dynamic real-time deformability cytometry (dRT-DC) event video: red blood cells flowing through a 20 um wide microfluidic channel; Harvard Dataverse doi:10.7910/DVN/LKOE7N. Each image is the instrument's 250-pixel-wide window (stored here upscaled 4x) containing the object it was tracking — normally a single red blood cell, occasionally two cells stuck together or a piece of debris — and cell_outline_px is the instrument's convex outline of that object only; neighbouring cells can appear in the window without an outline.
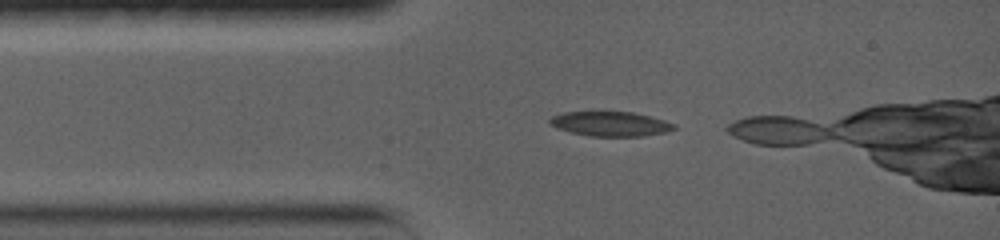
{"species": "common noctule bat (a hibernating species)", "species_latin": "Nyctalus noctula", "temperature_condition": "warm", "stored_images_in_passage": 2, "camera_frame_rate_fps": 5000, "um_per_image_px": 0.085, "animal": {"sex": "female", "body_mass_g": 19.0, "forearm_length_mm": 56.7}, "frame": {"image": 1, "passage_image": 1, "time_ms": 0.0, "image_size_px": [1000, 240], "cell_outline_px": [[676, 128], [668, 132], [644, 136], [588, 136], [556, 128], [548, 124], [548, 120], [552, 116], [564, 112], [632, 112], [664, 120], [676, 124]], "centroid_in_image_um": [51.88, 10.53], "position_along_channel_um": 33.1, "area_um2": 17.86}}